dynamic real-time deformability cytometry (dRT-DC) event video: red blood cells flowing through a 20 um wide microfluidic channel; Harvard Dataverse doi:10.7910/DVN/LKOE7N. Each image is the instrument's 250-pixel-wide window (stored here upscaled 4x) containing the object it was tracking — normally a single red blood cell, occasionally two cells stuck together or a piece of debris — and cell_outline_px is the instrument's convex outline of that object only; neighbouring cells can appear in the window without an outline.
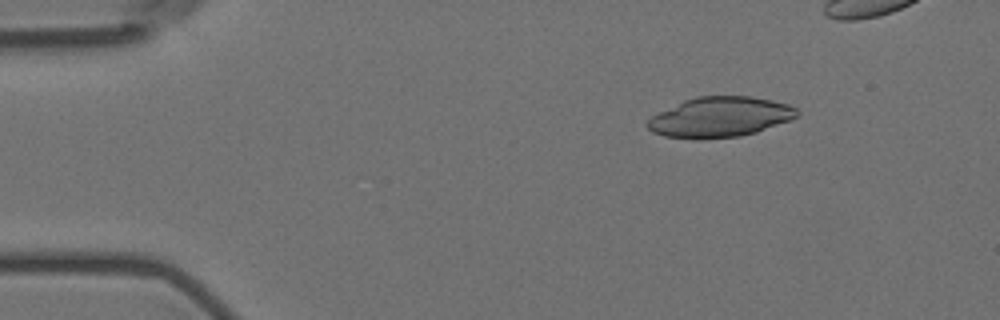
{"species": "Egyptian fruit bat (a non-hibernating species)", "species_latin": "Rousettus aegyptiacus", "temperature_condition": "room temperature", "stored_images_in_passage": 6, "camera_frame_rate_fps": 3000, "um_per_image_px": 0.085, "animal": {"sex": "female"}, "frame": {"image": 1, "passage_image": 2, "time_ms": 1.333, "image_size_px": [1000, 320], "cell_outline_px": [[800, 112], [796, 116], [788, 120], [756, 132], [740, 136], [700, 140], [696, 140], [664, 136], [652, 132], [644, 124], [652, 116], [684, 100], [696, 96], [752, 96], [772, 100], [788, 104], [796, 108]], "centroid_in_image_um": [61.16, 9.96], "position_along_channel_um": 23.8, "area_um2": 35.08}}